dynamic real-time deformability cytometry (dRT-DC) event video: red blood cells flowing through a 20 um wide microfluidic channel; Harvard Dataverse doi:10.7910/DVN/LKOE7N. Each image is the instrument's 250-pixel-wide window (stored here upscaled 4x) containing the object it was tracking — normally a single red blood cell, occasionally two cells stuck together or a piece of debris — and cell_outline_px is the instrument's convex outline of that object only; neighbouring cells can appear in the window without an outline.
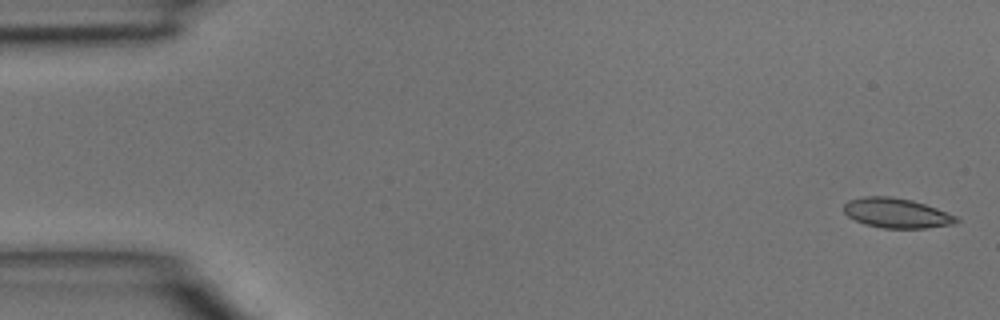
{"species": "common noctule bat (a hibernating species)", "species_latin": "Nyctalus noctula", "temperature_condition": "room temperature", "stored_images_in_passage": 5, "camera_frame_rate_fps": 3000, "um_per_image_px": 0.085, "animal": {"sex": "male", "body_mass_g": 15.6}, "frame": {"image": 1, "passage_image": 1, "time_ms": 0.0, "image_size_px": [1000, 320], "cell_outline_px": [[960, 220], [952, 224], [928, 228], [884, 228], [864, 224], [848, 216], [844, 212], [844, 204], [848, 200], [864, 196], [888, 196], [912, 200], [936, 208], [956, 216]], "centroid_in_image_um": [76.19, 18.11], "position_along_channel_um": 8.8, "area_um2": 19.42}}